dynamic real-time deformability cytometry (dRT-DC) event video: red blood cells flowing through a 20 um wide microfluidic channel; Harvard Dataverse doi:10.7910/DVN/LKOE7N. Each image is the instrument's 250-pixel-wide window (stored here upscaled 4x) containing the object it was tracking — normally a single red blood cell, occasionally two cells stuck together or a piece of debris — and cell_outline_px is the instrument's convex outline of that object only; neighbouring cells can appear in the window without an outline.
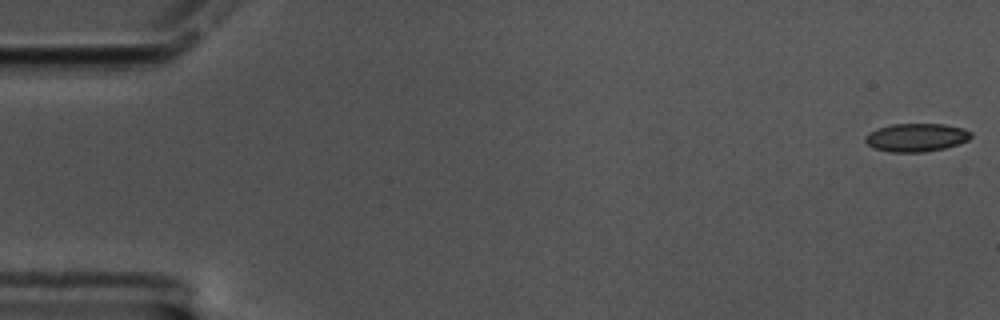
{"species": "common noctule bat (a hibernating species)", "species_latin": "Nyctalus noctula", "temperature_condition": "cold", "stored_images_in_passage": 60, "camera_frame_rate_fps": 3000, "um_per_image_px": 0.085, "animal": {"sex": "male", "body_mass_g": 17.5, "forearm_length_mm": 52.3}, "frame": {"image": 1, "passage_image": 1, "time_ms": 0.0, "image_size_px": [1000, 320], "cell_outline_px": [[972, 136], [968, 140], [944, 148], [924, 152], [892, 152], [876, 148], [868, 144], [864, 140], [864, 136], [876, 128], [892, 124], [944, 124], [964, 128], [972, 132]], "centroid_in_image_um": [77.89, 11.67], "position_along_channel_um": 7.1, "area_um2": 17.34}}
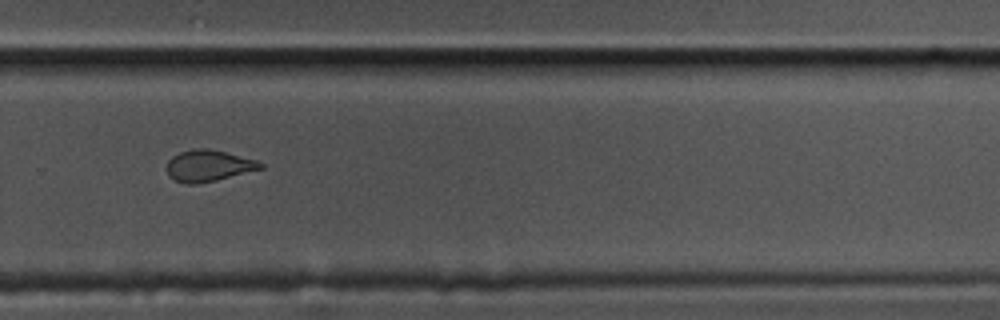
{"frame": {"image": 2, "passage_image": 41, "time_ms": 13.333, "image_size_px": [1000, 320], "cell_outline_px": [[264, 168], [216, 180], [196, 184], [184, 184], [172, 180], [168, 176], [168, 160], [172, 156], [180, 152], [192, 148], [212, 148], [228, 152], [256, 160], [264, 164]], "centroid_in_image_um": [17.71, 14.08], "position_along_channel_um": 312.1, "area_um2": 17.4}}
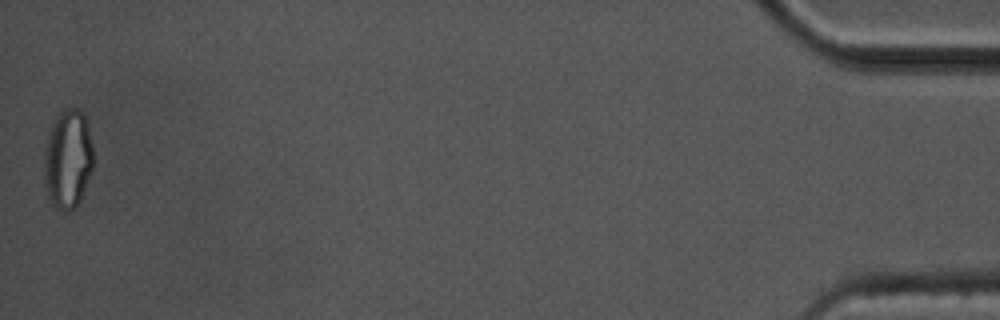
{"frame": {"image": 3, "passage_image": 60, "time_ms": 19.667, "image_size_px": [1000, 320], "cell_outline_px": [[92, 168], [80, 200], [76, 208], [68, 212], [64, 212], [56, 208], [52, 204], [48, 196], [44, 180], [44, 152], [52, 124], [56, 116], [64, 108], [76, 108], [84, 112], [92, 144]], "centroid_in_image_um": [5.76, 13.54], "position_along_channel_um": 429.4, "area_um2": 28.38}, "authors_computed_cell_mechanics": {"area_um2": 17.918, "velocity_mm_per_s": 3.3434, "shape_relaxation_time_tau1_ms": 5.8254, "shape_relaxation_time_tau2_ms": 1.6655, "deformation_change_tau1": 0.1346, "deformation_change_tau2": 0.0819}}